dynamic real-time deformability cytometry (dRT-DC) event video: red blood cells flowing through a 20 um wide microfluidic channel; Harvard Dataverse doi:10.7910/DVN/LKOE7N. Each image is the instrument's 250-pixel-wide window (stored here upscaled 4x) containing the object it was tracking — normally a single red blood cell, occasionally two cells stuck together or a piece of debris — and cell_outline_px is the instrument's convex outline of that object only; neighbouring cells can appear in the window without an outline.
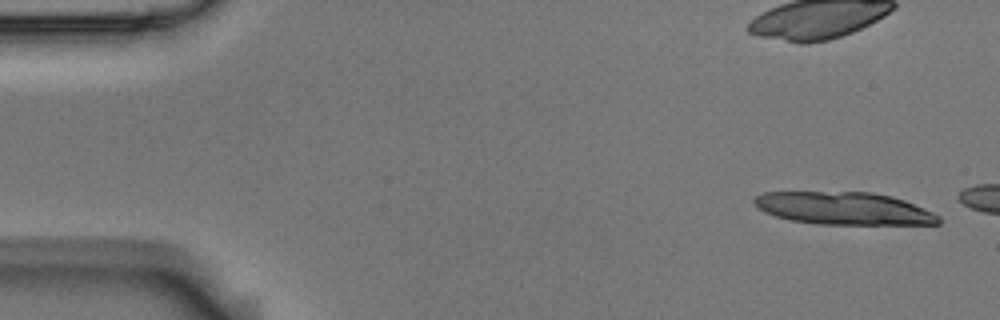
{"species": "Egyptian fruit bat (a non-hibernating species)", "species_latin": "Rousettus aegyptiacus", "temperature_condition": "room temperature", "stored_images_in_passage": 5, "camera_frame_rate_fps": 3000, "um_per_image_px": 0.085, "animal": {"sex": "male"}, "frame": {"image": 1, "passage_image": 1, "time_ms": 0.0, "image_size_px": [1000, 320], "cell_outline_px": [[940, 224], [816, 224], [792, 220], [776, 216], [764, 212], [752, 204], [752, 200], [756, 196], [764, 192], [872, 192], [892, 196], [904, 200], [932, 212], [940, 216]], "centroid_in_image_um": [71.7, 17.71], "position_along_channel_um": 13.3, "area_um2": 34.97}}